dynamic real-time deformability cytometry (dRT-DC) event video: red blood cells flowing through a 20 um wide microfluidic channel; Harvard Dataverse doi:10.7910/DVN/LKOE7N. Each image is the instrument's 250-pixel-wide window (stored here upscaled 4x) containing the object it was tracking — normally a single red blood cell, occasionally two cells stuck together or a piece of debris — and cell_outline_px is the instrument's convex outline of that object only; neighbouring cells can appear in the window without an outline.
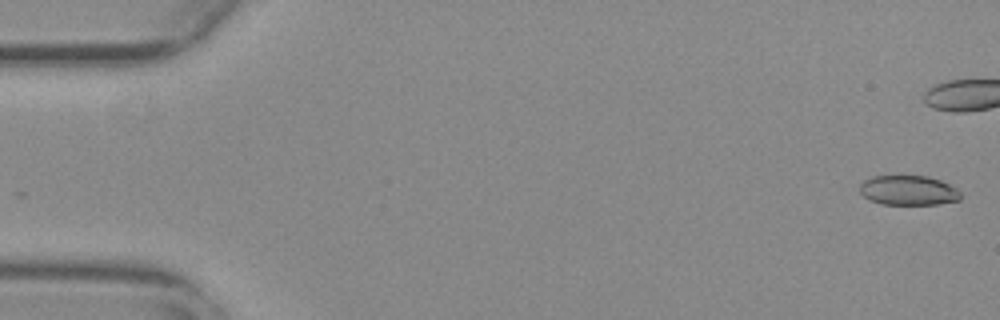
{"species": "common noctule bat (a hibernating species)", "species_latin": "Nyctalus noctula", "temperature_condition": "warm", "stored_images_in_passage": 44, "camera_frame_rate_fps": 3000, "um_per_image_px": 0.085, "animal": {"sex": "female", "body_mass_g": 29.2, "forearm_length_mm": 56.3}, "frame": {"image": 1, "passage_image": 2, "time_ms": 0.333, "image_size_px": [1000, 320], "cell_outline_px": [[960, 200], [936, 204], [880, 204], [868, 200], [860, 192], [860, 184], [864, 180], [872, 176], [928, 176], [940, 180], [956, 188], [960, 192]], "centroid_in_image_um": [77.19, 16.18], "position_along_channel_um": 7.8, "area_um2": 17.46}}
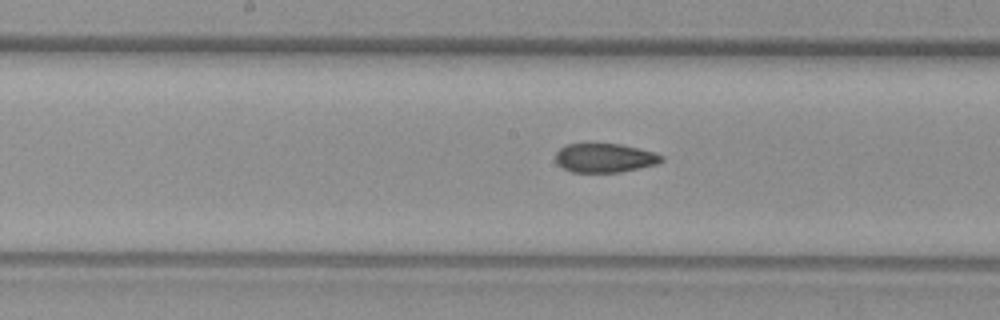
{"frame": {"image": 2, "passage_image": 29, "time_ms": 9.333, "image_size_px": [1000, 320], "cell_outline_px": [[664, 160], [656, 164], [620, 172], [572, 172], [556, 164], [556, 152], [560, 148], [568, 144], [620, 144], [652, 152], [664, 156]], "centroid_in_image_um": [51.38, 13.43], "position_along_channel_um": 196.8, "area_um2": 17.69}}
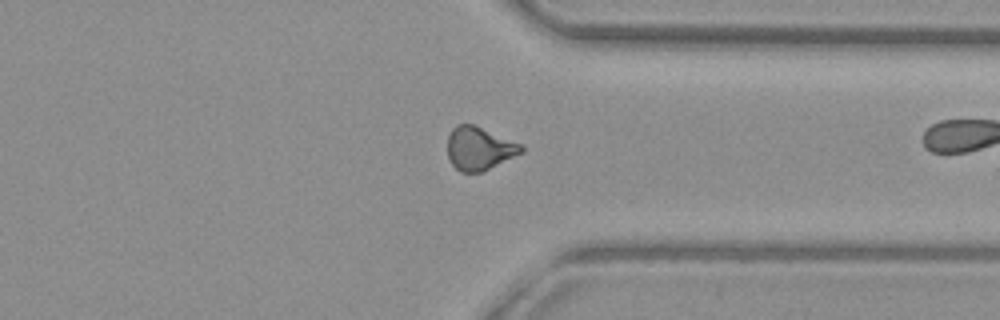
{"frame": {"image": 3, "passage_image": 43, "time_ms": 14.0, "image_size_px": [1000, 320], "cell_outline_px": [[524, 152], [484, 172], [460, 172], [448, 160], [448, 136], [452, 128], [456, 124], [472, 124], [524, 144]], "centroid_in_image_um": [40.77, 12.63], "position_along_channel_um": 370.6, "area_um2": 18.9}}